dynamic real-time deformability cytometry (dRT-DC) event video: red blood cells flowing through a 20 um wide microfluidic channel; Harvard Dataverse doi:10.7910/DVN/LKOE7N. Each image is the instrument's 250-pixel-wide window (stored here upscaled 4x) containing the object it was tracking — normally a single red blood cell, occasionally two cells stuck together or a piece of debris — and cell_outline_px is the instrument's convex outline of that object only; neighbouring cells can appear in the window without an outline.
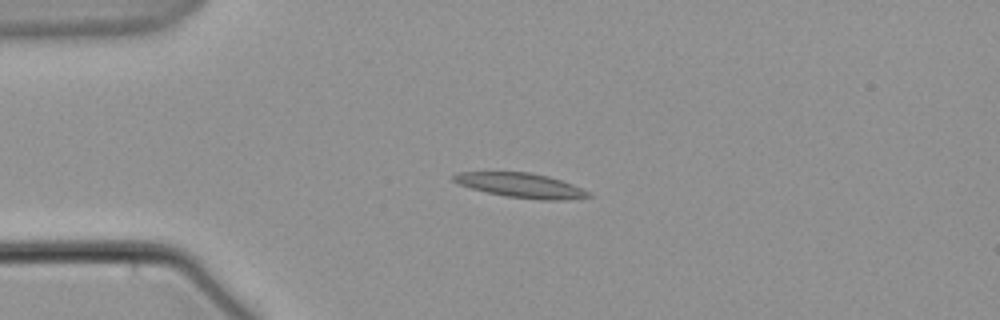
{"species": "common noctule bat (a hibernating species)", "species_latin": "Nyctalus noctula", "temperature_condition": "warm", "stored_images_in_passage": 7, "camera_frame_rate_fps": 3000, "um_per_image_px": 0.085, "animal": {"sex": "male", "body_mass_g": 21.5, "forearm_length_mm": 52.0}, "frame": {"image": 1, "passage_image": 4, "time_ms": 3.667, "image_size_px": [1000, 320], "cell_outline_px": [[592, 196], [568, 200], [540, 200], [504, 196], [472, 188], [460, 184], [452, 180], [452, 176], [460, 172], [528, 172], [548, 176], [572, 184], [588, 192]], "centroid_in_image_um": [44.29, 15.76], "position_along_channel_um": 40.7, "area_um2": 19.07}}
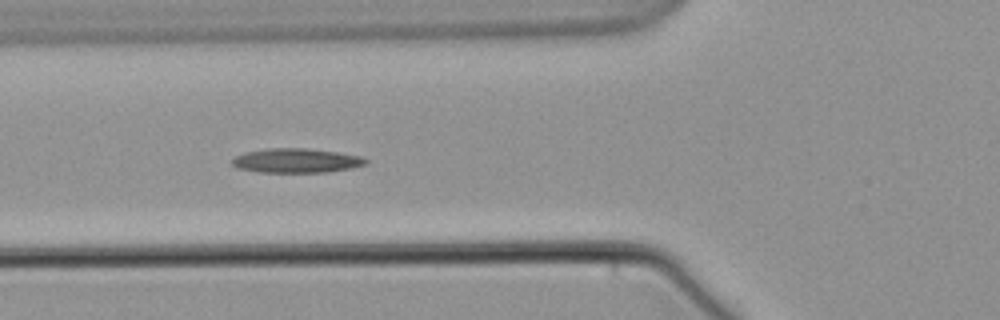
{"frame": {"image": 2, "passage_image": 6, "time_ms": 6.333, "image_size_px": [1000, 320], "cell_outline_px": [[368, 164], [352, 168], [328, 172], [260, 172], [236, 168], [232, 164], [232, 160], [236, 156], [244, 152], [268, 148], [308, 148], [336, 152], [360, 156], [368, 160]], "centroid_in_image_um": [25.19, 13.65], "position_along_channel_um": 100.6, "area_um2": 19.02}}